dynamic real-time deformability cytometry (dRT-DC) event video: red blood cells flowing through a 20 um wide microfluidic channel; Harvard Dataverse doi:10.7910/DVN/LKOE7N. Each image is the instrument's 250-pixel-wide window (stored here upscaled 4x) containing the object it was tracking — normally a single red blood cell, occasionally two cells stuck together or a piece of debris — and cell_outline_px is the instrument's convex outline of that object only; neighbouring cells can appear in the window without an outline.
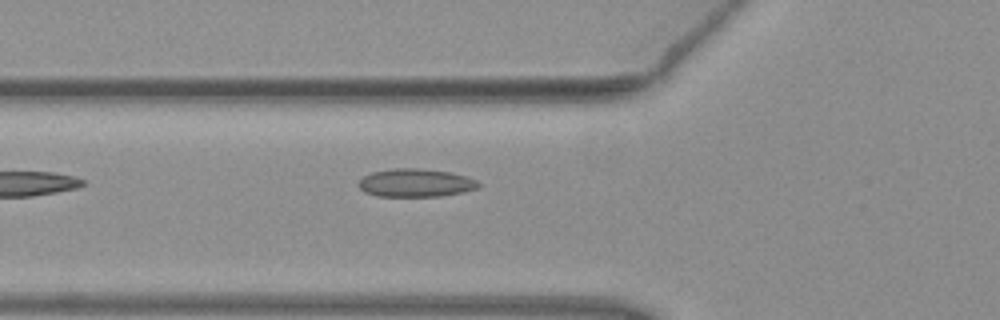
{"species": "common noctule bat (a hibernating species)", "species_latin": "Nyctalus noctula", "temperature_condition": "warm", "stored_images_in_passage": 2, "camera_frame_rate_fps": 3000, "um_per_image_px": 0.085, "animal": {"sex": "female", "body_mass_g": 19.3, "forearm_length_mm": 54.1}, "frame": {"image": 1, "passage_image": 2, "time_ms": 0.333, "image_size_px": [1000, 320], "cell_outline_px": [[480, 184], [476, 188], [464, 192], [440, 196], [376, 196], [364, 192], [356, 184], [364, 176], [372, 172], [392, 168], [416, 168], [452, 172], [476, 180]], "centroid_in_image_um": [35.29, 15.54], "position_along_channel_um": 90.5, "area_um2": 19.65}}